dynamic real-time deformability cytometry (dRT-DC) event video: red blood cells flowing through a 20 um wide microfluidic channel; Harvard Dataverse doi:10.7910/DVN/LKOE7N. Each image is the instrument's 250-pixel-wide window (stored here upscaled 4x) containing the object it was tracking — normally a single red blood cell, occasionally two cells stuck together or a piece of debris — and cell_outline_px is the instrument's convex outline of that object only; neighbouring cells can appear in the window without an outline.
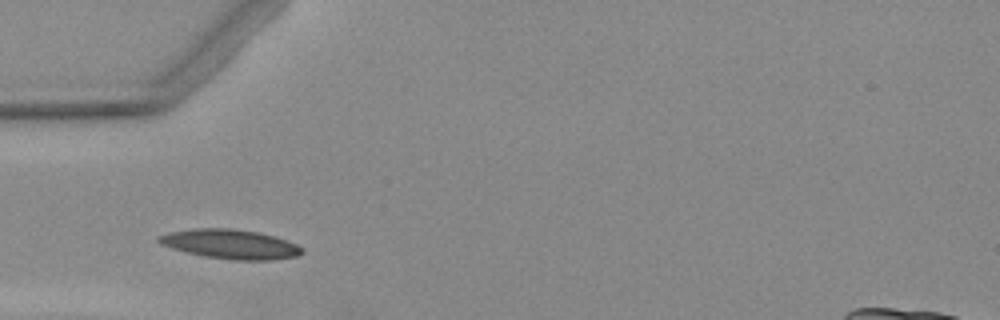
{"species": "Egyptian fruit bat (a non-hibernating species)", "species_latin": "Rousettus aegyptiacus", "temperature_condition": "warm", "stored_images_in_passage": 4, "camera_frame_rate_fps": 3000, "um_per_image_px": 0.085, "animal": {"sex": "female"}, "frame": {"image": 1, "passage_image": 2, "time_ms": 1.333, "image_size_px": [1000, 320], "cell_outline_px": [[304, 252], [300, 256], [272, 260], [236, 260], [204, 256], [172, 248], [160, 244], [156, 240], [156, 236], [168, 232], [196, 228], [232, 228], [256, 232], [272, 236], [296, 244], [304, 248]], "centroid_in_image_um": [19.57, 20.75], "position_along_channel_um": 65.4, "area_um2": 24.51}}
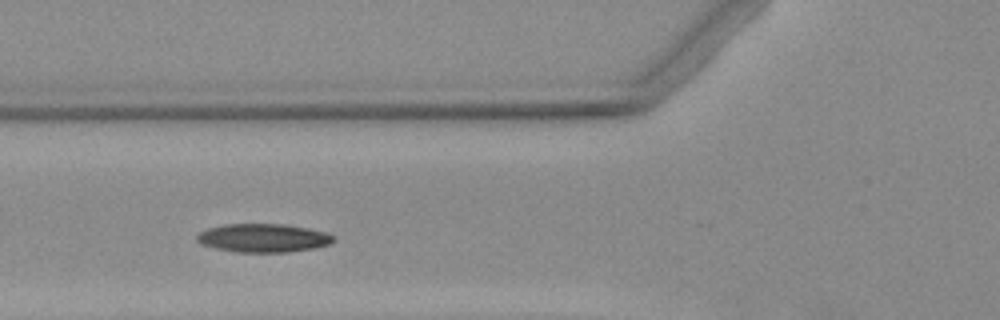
{"frame": {"image": 2, "passage_image": 3, "time_ms": 2.333, "image_size_px": [1000, 320], "cell_outline_px": [[336, 240], [332, 244], [316, 248], [288, 252], [236, 252], [216, 248], [200, 244], [196, 240], [196, 236], [200, 232], [208, 228], [224, 224], [280, 224], [308, 228], [328, 232]], "centroid_in_image_um": [22.4, 20.23], "position_along_channel_um": 103.4, "area_um2": 22.83}}
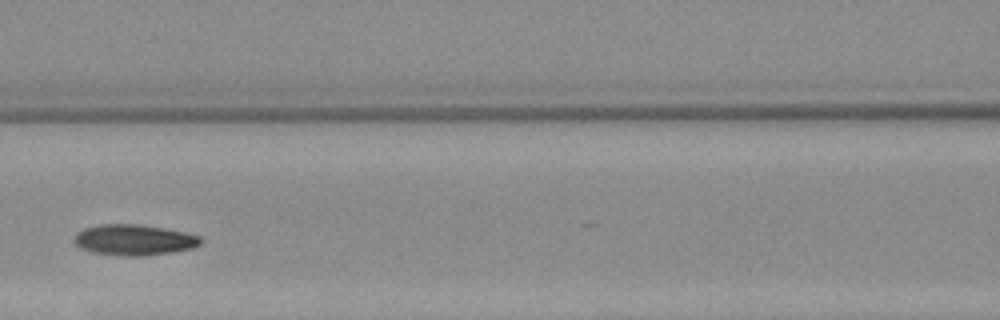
{"frame": {"image": 3, "passage_image": 4, "time_ms": 3.667, "image_size_px": [1000, 320], "cell_outline_px": [[204, 240], [200, 244], [192, 248], [144, 256], [128, 256], [92, 252], [80, 248], [72, 240], [76, 232], [84, 228], [100, 224], [136, 224], [164, 228], [184, 232], [200, 236]], "centroid_in_image_um": [11.36, 20.38], "position_along_channel_um": 155.2, "area_um2": 22.66}}